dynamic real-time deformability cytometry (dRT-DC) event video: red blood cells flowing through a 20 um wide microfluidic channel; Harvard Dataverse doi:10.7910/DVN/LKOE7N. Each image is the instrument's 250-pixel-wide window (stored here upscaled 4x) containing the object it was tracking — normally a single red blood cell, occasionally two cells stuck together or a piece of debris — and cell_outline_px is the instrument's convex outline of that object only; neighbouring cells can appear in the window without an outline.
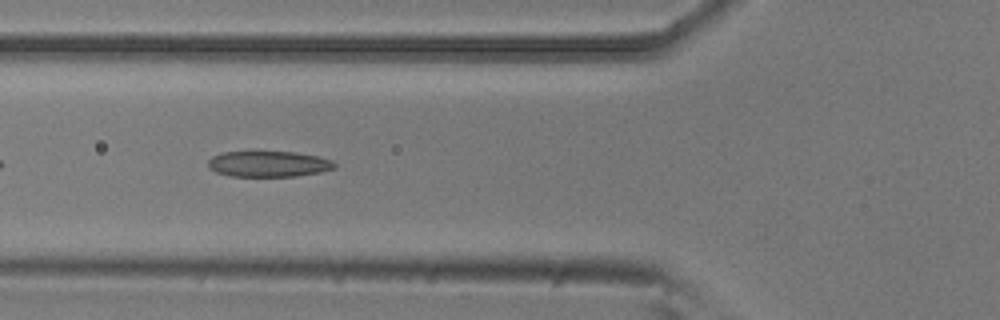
{"species": "common noctule bat (a hibernating species)", "species_latin": "Nyctalus noctula", "temperature_condition": "room temperature", "stored_images_in_passage": 38, "camera_frame_rate_fps": 3000, "um_per_image_px": 0.085, "animal": {"sex": "male", "body_mass_g": 20.5, "forearm_length_mm": 52.5}, "frame": {"image": 1, "passage_image": 6, "time_ms": 1.667, "image_size_px": [1000, 320], "cell_outline_px": [[336, 168], [320, 172], [296, 176], [232, 176], [216, 172], [208, 168], [208, 160], [212, 156], [224, 152], [296, 152], [316, 156], [332, 160], [336, 164]], "centroid_in_image_um": [22.83, 13.94], "position_along_channel_um": 103.0, "area_um2": 18.96}}
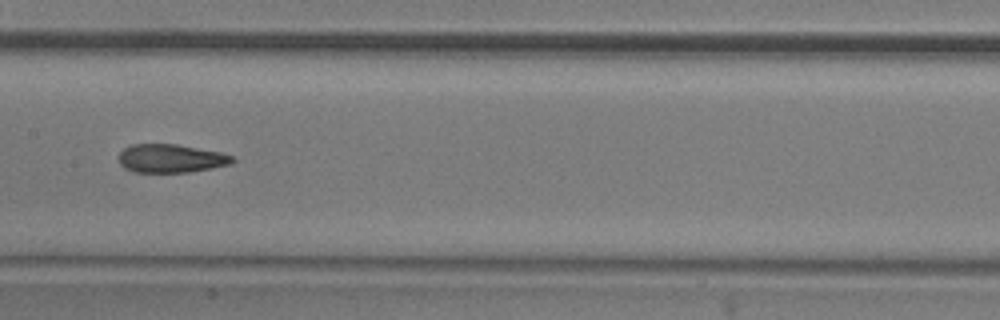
{"frame": {"image": 2, "passage_image": 13, "time_ms": 4.0, "image_size_px": [1000, 320], "cell_outline_px": [[236, 160], [232, 164], [212, 168], [188, 172], [136, 172], [124, 168], [120, 164], [120, 152], [124, 148], [132, 144], [176, 144], [220, 152], [232, 156]], "centroid_in_image_um": [14.54, 13.47], "position_along_channel_um": 192.9, "area_um2": 18.79}}
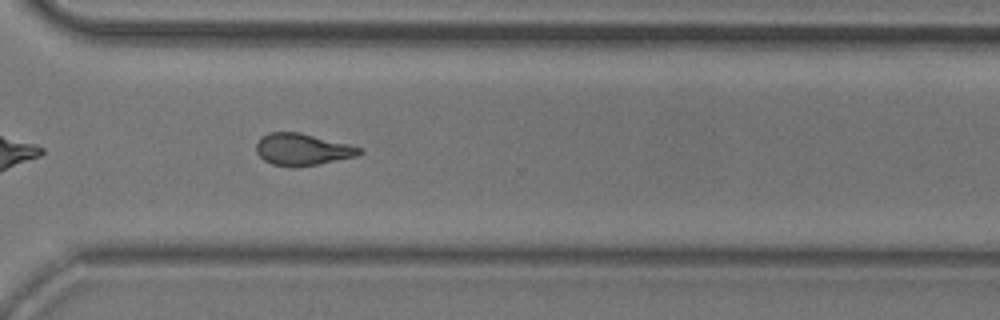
{"frame": {"image": 3, "passage_image": 25, "time_ms": 8.0, "image_size_px": [1000, 320], "cell_outline_px": [[364, 152], [356, 156], [296, 168], [292, 168], [272, 164], [264, 160], [256, 152], [256, 144], [260, 136], [268, 132], [300, 132], [348, 144], [360, 148]], "centroid_in_image_um": [25.65, 12.7], "position_along_channel_um": 345.0, "area_um2": 19.19}, "authors_computed_cell_mechanics": {"area_um2": 19.1318, "velocity_mm_per_s": 3.8219, "shape_relaxation_time_tau1_ms": 6.9822, "shape_relaxation_time_tau2_ms": 1.4093, "deformation_change_tau1": 0.1925, "deformation_change_tau2": 0.0861}}